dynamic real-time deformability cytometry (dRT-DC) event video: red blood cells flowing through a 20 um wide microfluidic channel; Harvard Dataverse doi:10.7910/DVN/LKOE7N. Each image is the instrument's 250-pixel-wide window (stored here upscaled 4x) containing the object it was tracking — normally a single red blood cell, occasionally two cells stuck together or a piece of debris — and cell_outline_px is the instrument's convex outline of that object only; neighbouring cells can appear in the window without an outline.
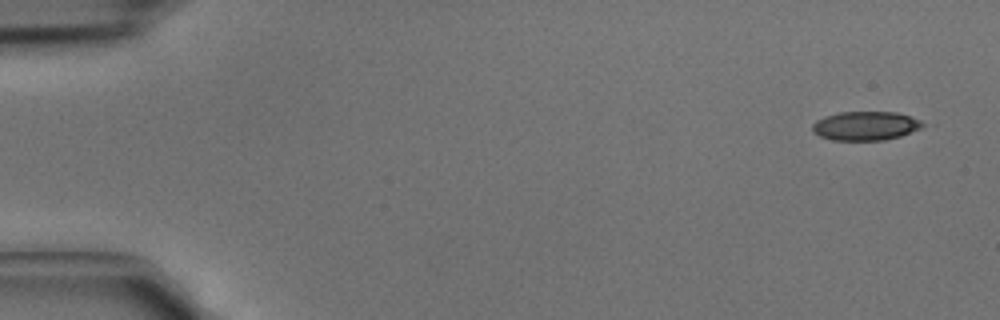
{"species": "common noctule bat (a hibernating species)", "species_latin": "Nyctalus noctula", "temperature_condition": "cold", "stored_images_in_passage": 3, "camera_frame_rate_fps": 3000, "um_per_image_px": 0.085, "animal": {"sex": "male", "body_mass_g": 15.6}, "frame": {"image": 1, "passage_image": 1, "time_ms": 0.0, "image_size_px": [1000, 320], "cell_outline_px": [[928, 124], [920, 128], [900, 136], [884, 140], [832, 140], [820, 136], [812, 132], [812, 124], [816, 120], [824, 116], [840, 112], [896, 112], [920, 120]], "centroid_in_image_um": [73.55, 10.69], "position_along_channel_um": 11.5, "area_um2": 18.61}}